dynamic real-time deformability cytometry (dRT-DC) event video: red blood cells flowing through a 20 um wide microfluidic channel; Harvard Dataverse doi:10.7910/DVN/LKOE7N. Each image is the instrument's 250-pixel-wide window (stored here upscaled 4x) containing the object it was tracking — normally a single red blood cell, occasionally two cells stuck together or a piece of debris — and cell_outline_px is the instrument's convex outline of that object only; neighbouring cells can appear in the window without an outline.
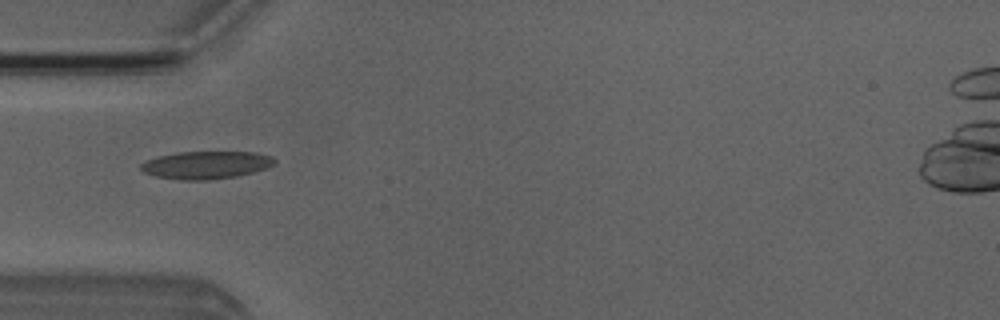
{"species": "Egyptian fruit bat (a non-hibernating species)", "species_latin": "Rousettus aegyptiacus", "temperature_condition": "room temperature", "stored_images_in_passage": 5, "camera_frame_rate_fps": 3000, "um_per_image_px": 0.085, "animal": {"sex": "male"}, "frame": {"image": 1, "passage_image": 1, "time_ms": 0.0, "image_size_px": [1000, 320], "cell_outline_px": [[276, 164], [252, 172], [236, 176], [208, 180], [180, 180], [156, 176], [144, 172], [140, 168], [140, 164], [156, 156], [176, 152], [256, 152], [272, 156], [276, 160]], "centroid_in_image_um": [17.51, 14.02], "position_along_channel_um": 67.5, "area_um2": 21.56}}
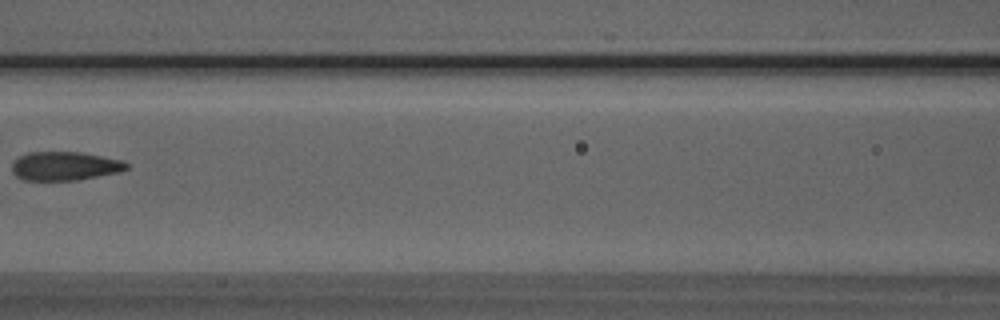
{"frame": {"image": 2, "passage_image": 3, "time_ms": 2.333, "image_size_px": [1000, 320], "cell_outline_px": [[128, 168], [120, 172], [76, 180], [24, 180], [16, 176], [12, 172], [12, 164], [20, 156], [28, 152], [80, 152], [124, 160], [128, 164]], "centroid_in_image_um": [5.52, 14.11], "position_along_channel_um": 161.1, "area_um2": 19.19}}
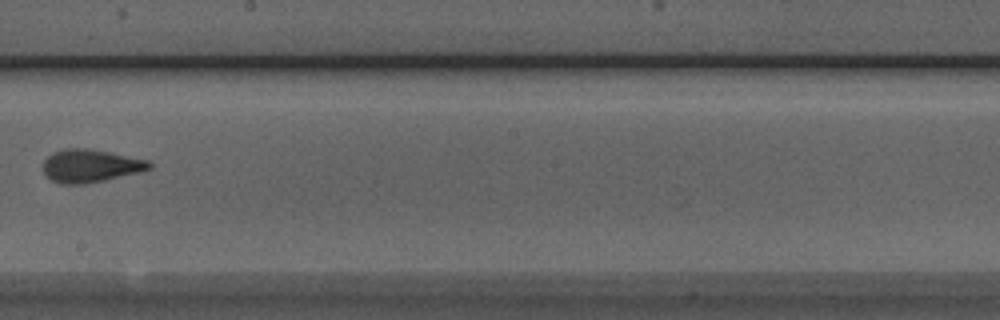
{"frame": {"image": 3, "passage_image": 5, "time_ms": 4.333, "image_size_px": [1000, 320], "cell_outline_px": [[152, 168], [104, 180], [84, 184], [60, 184], [52, 180], [44, 172], [44, 160], [52, 152], [64, 148], [88, 148], [148, 160], [152, 164]], "centroid_in_image_um": [7.65, 14.08], "position_along_channel_um": 240.5, "area_um2": 20.11}}